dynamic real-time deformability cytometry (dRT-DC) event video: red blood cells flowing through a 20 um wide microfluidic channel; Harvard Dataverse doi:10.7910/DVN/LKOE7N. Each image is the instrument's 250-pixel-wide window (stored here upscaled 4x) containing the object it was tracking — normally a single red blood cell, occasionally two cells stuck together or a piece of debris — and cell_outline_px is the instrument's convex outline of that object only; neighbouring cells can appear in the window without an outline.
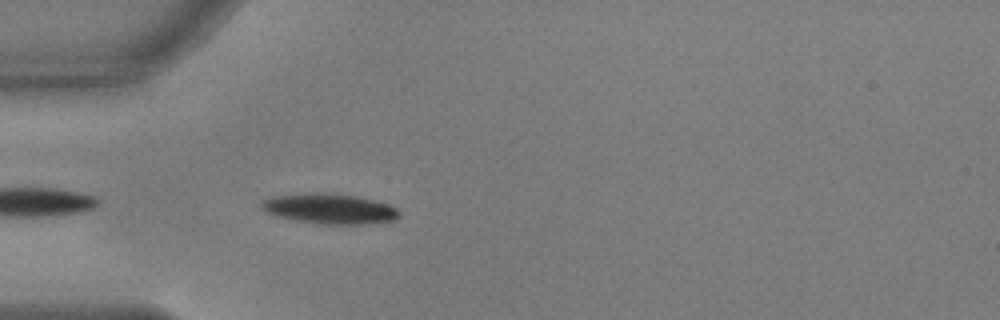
{"species": "common noctule bat (a hibernating species)", "species_latin": "Nyctalus noctula", "temperature_condition": "warm", "stored_images_in_passage": 33, "camera_frame_rate_fps": 3000, "um_per_image_px": 0.085, "animal": {"sex": "male", "body_mass_g": 17.9, "forearm_length_mm": 54.2}, "frame": {"image": 1, "passage_image": 2, "time_ms": 0.333, "image_size_px": [1000, 320], "cell_outline_px": [[400, 216], [392, 220], [364, 224], [320, 224], [296, 220], [280, 216], [268, 212], [260, 204], [264, 200], [272, 196], [320, 192], [356, 196], [388, 204], [396, 208], [400, 212]], "centroid_in_image_um": [28.05, 17.74], "position_along_channel_um": 57.0, "area_um2": 23.76}}
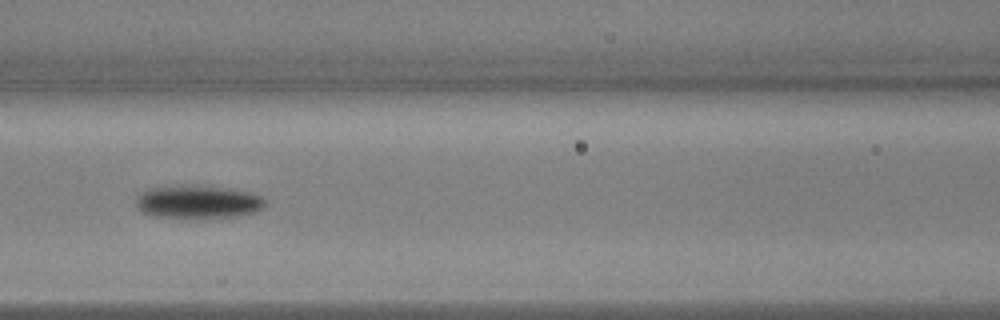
{"frame": {"image": 2, "passage_image": 10, "time_ms": 3.0, "image_size_px": [1000, 320], "cell_outline_px": [[268, 204], [264, 208], [256, 212], [244, 216], [200, 220], [188, 220], [148, 216], [140, 212], [136, 208], [136, 192], [152, 188], [196, 184], [212, 184], [252, 192], [268, 200]], "centroid_in_image_um": [16.85, 17.19], "position_along_channel_um": 149.7, "area_um2": 27.11}}
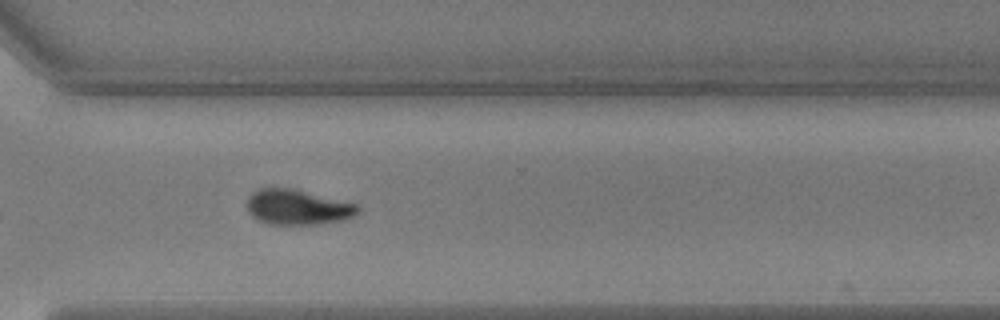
{"frame": {"image": 3, "passage_image": 26, "time_ms": 8.333, "image_size_px": [1000, 320], "cell_outline_px": [[360, 208], [352, 216], [344, 220], [320, 224], [268, 224], [256, 220], [248, 212], [248, 196], [252, 192], [260, 188], [288, 188], [360, 204]], "centroid_in_image_um": [25.28, 17.62], "position_along_channel_um": 345.3, "area_um2": 22.66}, "authors_computed_cell_mechanics": {"area_um2": 24.2182, "velocity_mm_per_s": 3.6778, "shape_relaxation_time_tau1_ms": 2.6126, "shape_relaxation_time_tau2_ms": null, "deformation_change_tau1": 0.1409, "deformation_change_tau2": null}}